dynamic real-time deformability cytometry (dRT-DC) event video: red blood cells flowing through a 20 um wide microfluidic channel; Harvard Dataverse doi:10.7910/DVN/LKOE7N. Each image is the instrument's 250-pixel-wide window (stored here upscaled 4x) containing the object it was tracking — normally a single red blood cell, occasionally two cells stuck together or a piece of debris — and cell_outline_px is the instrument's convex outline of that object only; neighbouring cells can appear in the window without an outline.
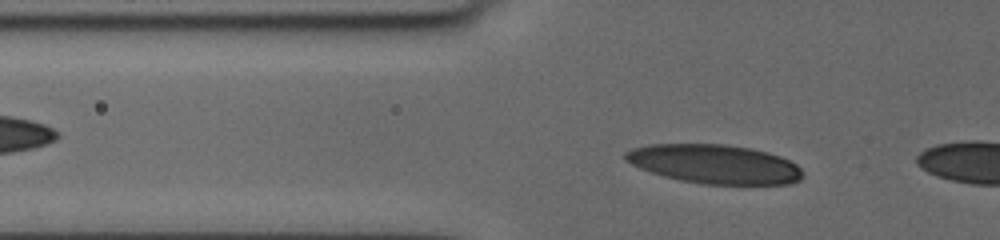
{"species": "human", "species_latin": "Homo sapiens", "temperature_condition": "cold", "stored_images_in_passage": 20, "camera_frame_rate_fps": 3000, "um_per_image_px": 0.085, "donor": {"sex": "female"}, "frame": {"image": 1, "passage_image": 17, "time_ms": 5.333, "image_size_px": [1000, 240], "cell_outline_px": [[804, 176], [800, 180], [792, 184], [704, 184], [680, 180], [664, 176], [640, 168], [624, 160], [624, 152], [632, 148], [648, 144], [724, 144], [748, 148], [768, 152], [780, 156], [796, 164], [804, 172]], "centroid_in_image_um": [60.74, 13.94], "position_along_channel_um": 65.1, "area_um2": 40.4}}